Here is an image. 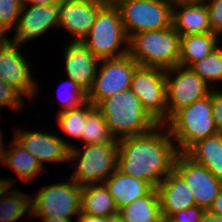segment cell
Instances as JSON below:
<instances>
[{
  "label": "cell",
  "mask_w": 222,
  "mask_h": 222,
  "mask_svg": "<svg viewBox=\"0 0 222 222\" xmlns=\"http://www.w3.org/2000/svg\"><path fill=\"white\" fill-rule=\"evenodd\" d=\"M42 222H73V219H65L60 217L41 218Z\"/></svg>",
  "instance_id": "obj_41"
},
{
  "label": "cell",
  "mask_w": 222,
  "mask_h": 222,
  "mask_svg": "<svg viewBox=\"0 0 222 222\" xmlns=\"http://www.w3.org/2000/svg\"><path fill=\"white\" fill-rule=\"evenodd\" d=\"M118 153V140L100 145H75L69 152V165L72 169L76 165L70 178L80 186L103 183L117 170Z\"/></svg>",
  "instance_id": "obj_6"
},
{
  "label": "cell",
  "mask_w": 222,
  "mask_h": 222,
  "mask_svg": "<svg viewBox=\"0 0 222 222\" xmlns=\"http://www.w3.org/2000/svg\"><path fill=\"white\" fill-rule=\"evenodd\" d=\"M139 64L129 55L100 60L87 101L96 106L100 101L130 89L131 81Z\"/></svg>",
  "instance_id": "obj_9"
},
{
  "label": "cell",
  "mask_w": 222,
  "mask_h": 222,
  "mask_svg": "<svg viewBox=\"0 0 222 222\" xmlns=\"http://www.w3.org/2000/svg\"><path fill=\"white\" fill-rule=\"evenodd\" d=\"M11 187L0 197V222H15L26 213L32 217L31 195Z\"/></svg>",
  "instance_id": "obj_27"
},
{
  "label": "cell",
  "mask_w": 222,
  "mask_h": 222,
  "mask_svg": "<svg viewBox=\"0 0 222 222\" xmlns=\"http://www.w3.org/2000/svg\"><path fill=\"white\" fill-rule=\"evenodd\" d=\"M209 211L215 215L222 216V185Z\"/></svg>",
  "instance_id": "obj_36"
},
{
  "label": "cell",
  "mask_w": 222,
  "mask_h": 222,
  "mask_svg": "<svg viewBox=\"0 0 222 222\" xmlns=\"http://www.w3.org/2000/svg\"><path fill=\"white\" fill-rule=\"evenodd\" d=\"M81 212L93 216L112 217L119 210L104 183L82 186Z\"/></svg>",
  "instance_id": "obj_24"
},
{
  "label": "cell",
  "mask_w": 222,
  "mask_h": 222,
  "mask_svg": "<svg viewBox=\"0 0 222 222\" xmlns=\"http://www.w3.org/2000/svg\"><path fill=\"white\" fill-rule=\"evenodd\" d=\"M59 4L23 5L13 37L9 40L25 45L45 35L51 29H58ZM27 42V43H26Z\"/></svg>",
  "instance_id": "obj_15"
},
{
  "label": "cell",
  "mask_w": 222,
  "mask_h": 222,
  "mask_svg": "<svg viewBox=\"0 0 222 222\" xmlns=\"http://www.w3.org/2000/svg\"><path fill=\"white\" fill-rule=\"evenodd\" d=\"M107 222H125L124 219L120 216V214H117L112 217H107Z\"/></svg>",
  "instance_id": "obj_43"
},
{
  "label": "cell",
  "mask_w": 222,
  "mask_h": 222,
  "mask_svg": "<svg viewBox=\"0 0 222 222\" xmlns=\"http://www.w3.org/2000/svg\"><path fill=\"white\" fill-rule=\"evenodd\" d=\"M117 139L110 133L105 118L94 106L86 115L81 134V145H100L115 143Z\"/></svg>",
  "instance_id": "obj_28"
},
{
  "label": "cell",
  "mask_w": 222,
  "mask_h": 222,
  "mask_svg": "<svg viewBox=\"0 0 222 222\" xmlns=\"http://www.w3.org/2000/svg\"><path fill=\"white\" fill-rule=\"evenodd\" d=\"M180 37L172 26L136 33L129 38L128 54L139 66L170 69L179 62Z\"/></svg>",
  "instance_id": "obj_4"
},
{
  "label": "cell",
  "mask_w": 222,
  "mask_h": 222,
  "mask_svg": "<svg viewBox=\"0 0 222 222\" xmlns=\"http://www.w3.org/2000/svg\"><path fill=\"white\" fill-rule=\"evenodd\" d=\"M18 178H0V197L9 189L10 186L13 187L17 183Z\"/></svg>",
  "instance_id": "obj_38"
},
{
  "label": "cell",
  "mask_w": 222,
  "mask_h": 222,
  "mask_svg": "<svg viewBox=\"0 0 222 222\" xmlns=\"http://www.w3.org/2000/svg\"><path fill=\"white\" fill-rule=\"evenodd\" d=\"M172 27L180 36L211 32L203 0H174Z\"/></svg>",
  "instance_id": "obj_18"
},
{
  "label": "cell",
  "mask_w": 222,
  "mask_h": 222,
  "mask_svg": "<svg viewBox=\"0 0 222 222\" xmlns=\"http://www.w3.org/2000/svg\"><path fill=\"white\" fill-rule=\"evenodd\" d=\"M65 74L86 93L92 87L100 60L82 43L70 41L65 46Z\"/></svg>",
  "instance_id": "obj_17"
},
{
  "label": "cell",
  "mask_w": 222,
  "mask_h": 222,
  "mask_svg": "<svg viewBox=\"0 0 222 222\" xmlns=\"http://www.w3.org/2000/svg\"><path fill=\"white\" fill-rule=\"evenodd\" d=\"M8 37L9 36L5 33V31L0 28V44L4 43Z\"/></svg>",
  "instance_id": "obj_44"
},
{
  "label": "cell",
  "mask_w": 222,
  "mask_h": 222,
  "mask_svg": "<svg viewBox=\"0 0 222 222\" xmlns=\"http://www.w3.org/2000/svg\"><path fill=\"white\" fill-rule=\"evenodd\" d=\"M69 177L64 182L61 180L58 183L43 184L38 191H34V197L31 196L32 218L60 217L73 219L78 217L81 212L82 186Z\"/></svg>",
  "instance_id": "obj_7"
},
{
  "label": "cell",
  "mask_w": 222,
  "mask_h": 222,
  "mask_svg": "<svg viewBox=\"0 0 222 222\" xmlns=\"http://www.w3.org/2000/svg\"><path fill=\"white\" fill-rule=\"evenodd\" d=\"M6 148H7V145H0V162H2V154Z\"/></svg>",
  "instance_id": "obj_45"
},
{
  "label": "cell",
  "mask_w": 222,
  "mask_h": 222,
  "mask_svg": "<svg viewBox=\"0 0 222 222\" xmlns=\"http://www.w3.org/2000/svg\"><path fill=\"white\" fill-rule=\"evenodd\" d=\"M10 147V148H9ZM2 164L9 166L19 179L28 182L34 180L38 175H43V167L40 162L27 150H25L14 139L9 143L8 148L3 151Z\"/></svg>",
  "instance_id": "obj_22"
},
{
  "label": "cell",
  "mask_w": 222,
  "mask_h": 222,
  "mask_svg": "<svg viewBox=\"0 0 222 222\" xmlns=\"http://www.w3.org/2000/svg\"><path fill=\"white\" fill-rule=\"evenodd\" d=\"M3 138H4V135L2 134L1 129H0V145H5L6 144L3 140Z\"/></svg>",
  "instance_id": "obj_46"
},
{
  "label": "cell",
  "mask_w": 222,
  "mask_h": 222,
  "mask_svg": "<svg viewBox=\"0 0 222 222\" xmlns=\"http://www.w3.org/2000/svg\"><path fill=\"white\" fill-rule=\"evenodd\" d=\"M221 39L220 35L213 32L181 36L178 65L189 68L201 61L221 45Z\"/></svg>",
  "instance_id": "obj_21"
},
{
  "label": "cell",
  "mask_w": 222,
  "mask_h": 222,
  "mask_svg": "<svg viewBox=\"0 0 222 222\" xmlns=\"http://www.w3.org/2000/svg\"><path fill=\"white\" fill-rule=\"evenodd\" d=\"M174 170L185 180L191 189L195 205L208 211L218 195L222 182L204 165L196 163L185 153L178 152L176 154Z\"/></svg>",
  "instance_id": "obj_13"
},
{
  "label": "cell",
  "mask_w": 222,
  "mask_h": 222,
  "mask_svg": "<svg viewBox=\"0 0 222 222\" xmlns=\"http://www.w3.org/2000/svg\"><path fill=\"white\" fill-rule=\"evenodd\" d=\"M125 222H162L161 204L157 188L135 199L119 210Z\"/></svg>",
  "instance_id": "obj_25"
},
{
  "label": "cell",
  "mask_w": 222,
  "mask_h": 222,
  "mask_svg": "<svg viewBox=\"0 0 222 222\" xmlns=\"http://www.w3.org/2000/svg\"><path fill=\"white\" fill-rule=\"evenodd\" d=\"M95 107L101 112L110 133L117 140L145 134L159 124L142 107L141 101L131 89L107 97Z\"/></svg>",
  "instance_id": "obj_2"
},
{
  "label": "cell",
  "mask_w": 222,
  "mask_h": 222,
  "mask_svg": "<svg viewBox=\"0 0 222 222\" xmlns=\"http://www.w3.org/2000/svg\"><path fill=\"white\" fill-rule=\"evenodd\" d=\"M63 0H22L23 5L59 4Z\"/></svg>",
  "instance_id": "obj_39"
},
{
  "label": "cell",
  "mask_w": 222,
  "mask_h": 222,
  "mask_svg": "<svg viewBox=\"0 0 222 222\" xmlns=\"http://www.w3.org/2000/svg\"><path fill=\"white\" fill-rule=\"evenodd\" d=\"M13 139L20 144L25 150L30 152L39 162L44 164L50 163H68L70 148L65 141L59 136L48 131H33L21 128H14Z\"/></svg>",
  "instance_id": "obj_14"
},
{
  "label": "cell",
  "mask_w": 222,
  "mask_h": 222,
  "mask_svg": "<svg viewBox=\"0 0 222 222\" xmlns=\"http://www.w3.org/2000/svg\"><path fill=\"white\" fill-rule=\"evenodd\" d=\"M76 222H107V217L93 216L80 212Z\"/></svg>",
  "instance_id": "obj_37"
},
{
  "label": "cell",
  "mask_w": 222,
  "mask_h": 222,
  "mask_svg": "<svg viewBox=\"0 0 222 222\" xmlns=\"http://www.w3.org/2000/svg\"><path fill=\"white\" fill-rule=\"evenodd\" d=\"M189 68L211 89H215L217 86L220 88L218 83L222 84V45L201 61L193 63Z\"/></svg>",
  "instance_id": "obj_29"
},
{
  "label": "cell",
  "mask_w": 222,
  "mask_h": 222,
  "mask_svg": "<svg viewBox=\"0 0 222 222\" xmlns=\"http://www.w3.org/2000/svg\"><path fill=\"white\" fill-rule=\"evenodd\" d=\"M162 222H172L169 218H163Z\"/></svg>",
  "instance_id": "obj_47"
},
{
  "label": "cell",
  "mask_w": 222,
  "mask_h": 222,
  "mask_svg": "<svg viewBox=\"0 0 222 222\" xmlns=\"http://www.w3.org/2000/svg\"><path fill=\"white\" fill-rule=\"evenodd\" d=\"M21 46L9 39L0 44V79L34 103L40 85L33 78L31 65Z\"/></svg>",
  "instance_id": "obj_11"
},
{
  "label": "cell",
  "mask_w": 222,
  "mask_h": 222,
  "mask_svg": "<svg viewBox=\"0 0 222 222\" xmlns=\"http://www.w3.org/2000/svg\"><path fill=\"white\" fill-rule=\"evenodd\" d=\"M201 222H222V216L215 215L208 210L203 213Z\"/></svg>",
  "instance_id": "obj_40"
},
{
  "label": "cell",
  "mask_w": 222,
  "mask_h": 222,
  "mask_svg": "<svg viewBox=\"0 0 222 222\" xmlns=\"http://www.w3.org/2000/svg\"><path fill=\"white\" fill-rule=\"evenodd\" d=\"M185 154L204 165L222 182V134L217 133L193 144Z\"/></svg>",
  "instance_id": "obj_23"
},
{
  "label": "cell",
  "mask_w": 222,
  "mask_h": 222,
  "mask_svg": "<svg viewBox=\"0 0 222 222\" xmlns=\"http://www.w3.org/2000/svg\"><path fill=\"white\" fill-rule=\"evenodd\" d=\"M118 147L117 169L154 188L174 170L178 151L165 124H158L145 134L121 138Z\"/></svg>",
  "instance_id": "obj_1"
},
{
  "label": "cell",
  "mask_w": 222,
  "mask_h": 222,
  "mask_svg": "<svg viewBox=\"0 0 222 222\" xmlns=\"http://www.w3.org/2000/svg\"><path fill=\"white\" fill-rule=\"evenodd\" d=\"M22 7V0H0V28L7 35L15 28Z\"/></svg>",
  "instance_id": "obj_31"
},
{
  "label": "cell",
  "mask_w": 222,
  "mask_h": 222,
  "mask_svg": "<svg viewBox=\"0 0 222 222\" xmlns=\"http://www.w3.org/2000/svg\"><path fill=\"white\" fill-rule=\"evenodd\" d=\"M24 99L16 89L0 79V108L10 107L11 110L18 113L26 106Z\"/></svg>",
  "instance_id": "obj_32"
},
{
  "label": "cell",
  "mask_w": 222,
  "mask_h": 222,
  "mask_svg": "<svg viewBox=\"0 0 222 222\" xmlns=\"http://www.w3.org/2000/svg\"><path fill=\"white\" fill-rule=\"evenodd\" d=\"M128 41L119 9L105 3L82 43L99 60H103L127 55Z\"/></svg>",
  "instance_id": "obj_5"
},
{
  "label": "cell",
  "mask_w": 222,
  "mask_h": 222,
  "mask_svg": "<svg viewBox=\"0 0 222 222\" xmlns=\"http://www.w3.org/2000/svg\"><path fill=\"white\" fill-rule=\"evenodd\" d=\"M130 89L159 124L167 121L165 69L139 66L133 74Z\"/></svg>",
  "instance_id": "obj_10"
},
{
  "label": "cell",
  "mask_w": 222,
  "mask_h": 222,
  "mask_svg": "<svg viewBox=\"0 0 222 222\" xmlns=\"http://www.w3.org/2000/svg\"><path fill=\"white\" fill-rule=\"evenodd\" d=\"M174 0H133L118 7L128 39L172 26Z\"/></svg>",
  "instance_id": "obj_8"
},
{
  "label": "cell",
  "mask_w": 222,
  "mask_h": 222,
  "mask_svg": "<svg viewBox=\"0 0 222 222\" xmlns=\"http://www.w3.org/2000/svg\"><path fill=\"white\" fill-rule=\"evenodd\" d=\"M212 89V114L218 133L222 134V86Z\"/></svg>",
  "instance_id": "obj_35"
},
{
  "label": "cell",
  "mask_w": 222,
  "mask_h": 222,
  "mask_svg": "<svg viewBox=\"0 0 222 222\" xmlns=\"http://www.w3.org/2000/svg\"><path fill=\"white\" fill-rule=\"evenodd\" d=\"M93 107L94 106L89 101H86L81 106L69 109L56 115L55 120L57 119V125L60 131H62L60 137L65 141L66 145L70 149L75 146V144L71 143V141L74 142L77 140V144L79 141V143H81V134L84 128V120L88 112ZM66 136L70 138L68 139Z\"/></svg>",
  "instance_id": "obj_26"
},
{
  "label": "cell",
  "mask_w": 222,
  "mask_h": 222,
  "mask_svg": "<svg viewBox=\"0 0 222 222\" xmlns=\"http://www.w3.org/2000/svg\"><path fill=\"white\" fill-rule=\"evenodd\" d=\"M163 218L195 205L191 189L185 180L173 170L157 187Z\"/></svg>",
  "instance_id": "obj_19"
},
{
  "label": "cell",
  "mask_w": 222,
  "mask_h": 222,
  "mask_svg": "<svg viewBox=\"0 0 222 222\" xmlns=\"http://www.w3.org/2000/svg\"><path fill=\"white\" fill-rule=\"evenodd\" d=\"M104 4L105 0H63L59 3L58 29L67 31L71 41L82 42Z\"/></svg>",
  "instance_id": "obj_16"
},
{
  "label": "cell",
  "mask_w": 222,
  "mask_h": 222,
  "mask_svg": "<svg viewBox=\"0 0 222 222\" xmlns=\"http://www.w3.org/2000/svg\"><path fill=\"white\" fill-rule=\"evenodd\" d=\"M66 78L67 79L64 80L60 85L61 87L60 90L58 89L57 94L59 97L58 99L60 101L59 103H61V108L57 111V114L81 106L87 101V93L80 86H78L73 80H71L68 77ZM64 88L66 91H64ZM64 93L66 95H63Z\"/></svg>",
  "instance_id": "obj_30"
},
{
  "label": "cell",
  "mask_w": 222,
  "mask_h": 222,
  "mask_svg": "<svg viewBox=\"0 0 222 222\" xmlns=\"http://www.w3.org/2000/svg\"><path fill=\"white\" fill-rule=\"evenodd\" d=\"M208 8L211 32L222 37V0H203Z\"/></svg>",
  "instance_id": "obj_33"
},
{
  "label": "cell",
  "mask_w": 222,
  "mask_h": 222,
  "mask_svg": "<svg viewBox=\"0 0 222 222\" xmlns=\"http://www.w3.org/2000/svg\"><path fill=\"white\" fill-rule=\"evenodd\" d=\"M209 87L190 68L177 65L166 69L167 120L180 108L208 96Z\"/></svg>",
  "instance_id": "obj_12"
},
{
  "label": "cell",
  "mask_w": 222,
  "mask_h": 222,
  "mask_svg": "<svg viewBox=\"0 0 222 222\" xmlns=\"http://www.w3.org/2000/svg\"><path fill=\"white\" fill-rule=\"evenodd\" d=\"M130 1H133V0H105V3L109 6L118 8L122 4L126 2H130Z\"/></svg>",
  "instance_id": "obj_42"
},
{
  "label": "cell",
  "mask_w": 222,
  "mask_h": 222,
  "mask_svg": "<svg viewBox=\"0 0 222 222\" xmlns=\"http://www.w3.org/2000/svg\"><path fill=\"white\" fill-rule=\"evenodd\" d=\"M178 152L217 134L212 114V89L208 96L177 110L165 123Z\"/></svg>",
  "instance_id": "obj_3"
},
{
  "label": "cell",
  "mask_w": 222,
  "mask_h": 222,
  "mask_svg": "<svg viewBox=\"0 0 222 222\" xmlns=\"http://www.w3.org/2000/svg\"><path fill=\"white\" fill-rule=\"evenodd\" d=\"M204 212V209L194 205L174 213L169 219L172 222H201Z\"/></svg>",
  "instance_id": "obj_34"
},
{
  "label": "cell",
  "mask_w": 222,
  "mask_h": 222,
  "mask_svg": "<svg viewBox=\"0 0 222 222\" xmlns=\"http://www.w3.org/2000/svg\"><path fill=\"white\" fill-rule=\"evenodd\" d=\"M118 210L148 194L154 187L148 182L126 175L118 169L104 182Z\"/></svg>",
  "instance_id": "obj_20"
}]
</instances>
